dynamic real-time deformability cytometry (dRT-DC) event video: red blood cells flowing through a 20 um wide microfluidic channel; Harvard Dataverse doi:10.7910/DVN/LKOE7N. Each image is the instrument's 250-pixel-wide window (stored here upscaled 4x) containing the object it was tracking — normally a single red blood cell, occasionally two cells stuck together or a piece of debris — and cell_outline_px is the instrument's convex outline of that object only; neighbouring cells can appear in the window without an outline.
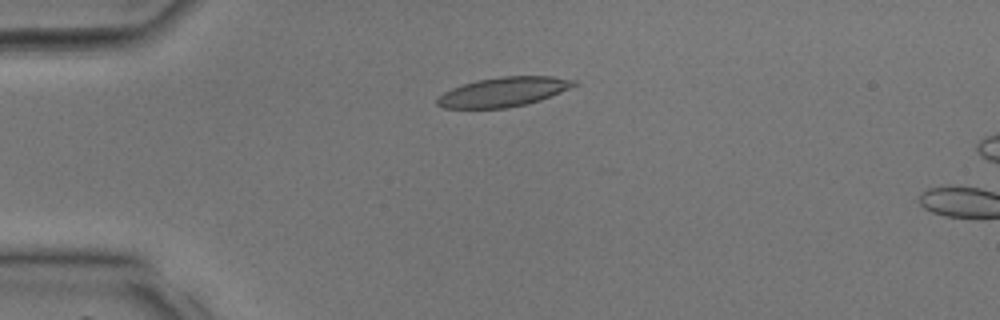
{"species": "common noctule bat (a hibernating species)", "species_latin": "Nyctalus noctula", "temperature_condition": "room temperature", "stored_images_in_passage": 3, "camera_frame_rate_fps": 3000, "um_per_image_px": 0.085, "animal": {"sex": "male", "body_mass_g": 17.9, "forearm_length_mm": 54.2}, "frame": {"image": 1, "passage_image": 1, "time_ms": 0.0, "image_size_px": [1000, 320], "cell_outline_px": [[576, 84], [560, 92], [540, 100], [508, 108], [444, 108], [436, 104], [436, 100], [444, 92], [452, 88], [476, 80], [500, 76], [552, 76], [576, 80]], "centroid_in_image_um": [42.77, 7.8], "position_along_channel_um": 42.2, "area_um2": 23.24}}